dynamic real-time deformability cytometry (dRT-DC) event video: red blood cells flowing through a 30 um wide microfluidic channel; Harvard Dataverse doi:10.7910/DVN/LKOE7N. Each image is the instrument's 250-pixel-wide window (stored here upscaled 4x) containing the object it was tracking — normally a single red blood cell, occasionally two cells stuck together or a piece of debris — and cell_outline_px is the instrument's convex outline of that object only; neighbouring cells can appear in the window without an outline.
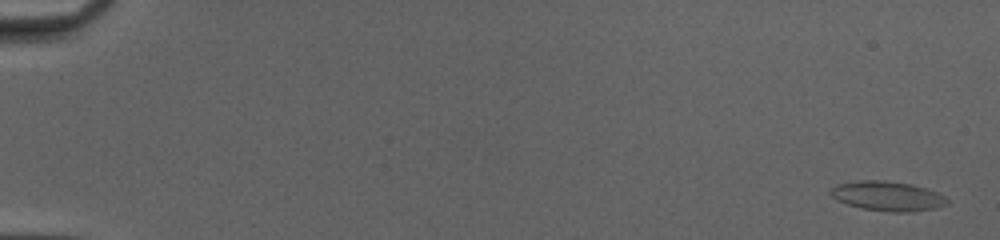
{"species": "common noctule bat (a hibernating species)", "species_latin": "Nyctalus noctula", "temperature_condition": "cold", "stored_images_in_passage": 52, "camera_frame_rate_fps": 3000, "um_per_image_px": 0.085, "animal": {"sex": "female", "body_mass_g": 20.0, "forearm_length_mm": 54.0}, "frame": {"image": 1, "passage_image": 2, "time_ms": 0.333, "image_size_px": [1000, 240], "cell_outline_px": [[948, 204], [932, 208], [908, 212], [892, 212], [864, 208], [848, 204], [836, 200], [832, 196], [832, 188], [836, 184], [860, 180], [876, 180], [912, 184], [936, 192], [944, 196], [948, 200]], "centroid_in_image_um": [75.43, 16.66], "position_along_channel_um": 9.6, "area_um2": 19.65}}
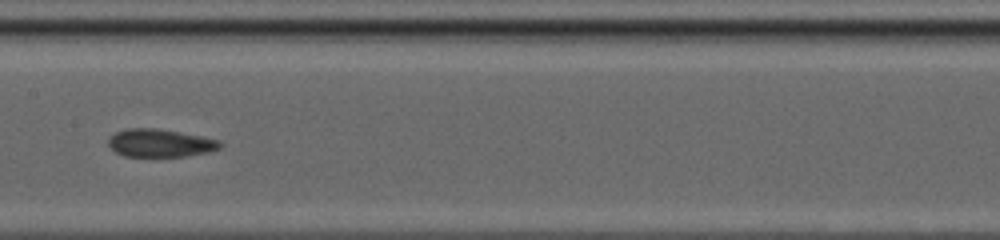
{"frame": {"image": 2, "passage_image": 29, "time_ms": 9.333, "image_size_px": [1000, 240], "cell_outline_px": [[224, 144], [220, 148], [208, 152], [184, 156], [124, 156], [116, 152], [108, 144], [108, 140], [116, 132], [128, 128], [156, 128], [180, 132], [220, 140]], "centroid_in_image_um": [13.64, 12.15], "position_along_channel_um": 193.8, "area_um2": 18.03}}
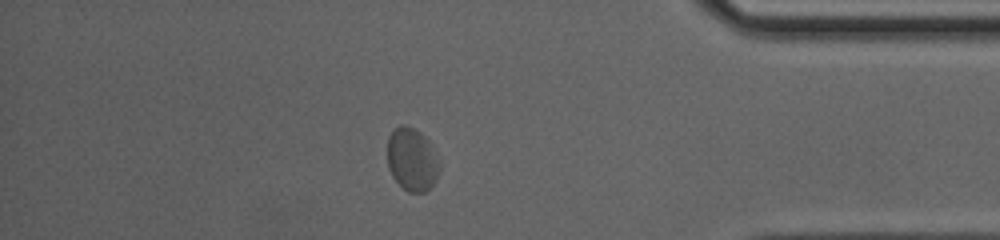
{"frame": {"image": 3, "passage_image": 46, "time_ms": 15.0, "image_size_px": [1000, 240], "cell_outline_px": [[440, 172], [436, 180], [424, 192], [408, 192], [392, 176], [388, 168], [388, 136], [400, 124], [404, 124], [420, 132], [428, 140], [440, 164]], "centroid_in_image_um": [35.02, 13.56], "position_along_channel_um": 400.2, "area_um2": 18.96}, "authors_computed_cell_mechanics": {"area_um2": 18.3804, "velocity_mm_per_s": 4.094, "shape_relaxation_time_tau1_ms": null, "shape_relaxation_time_tau2_ms": 1.4409, "deformation_change_tau1": null, "deformation_change_tau2": 0.0649}}